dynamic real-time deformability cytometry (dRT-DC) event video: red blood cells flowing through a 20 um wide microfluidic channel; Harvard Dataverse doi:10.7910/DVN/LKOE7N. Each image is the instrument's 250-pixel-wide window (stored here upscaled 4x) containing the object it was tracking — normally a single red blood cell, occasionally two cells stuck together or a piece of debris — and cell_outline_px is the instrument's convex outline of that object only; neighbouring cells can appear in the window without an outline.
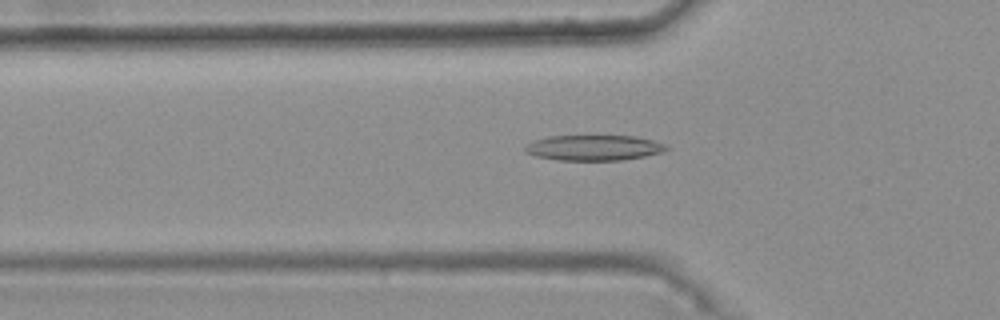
{"species": "common noctule bat (a hibernating species)", "species_latin": "Nyctalus noctula", "temperature_condition": "warm", "stored_images_in_passage": 48, "camera_frame_rate_fps": 3000, "um_per_image_px": 0.085, "animal": {"sex": "female", "body_mass_g": 25.1}, "frame": {"image": 1, "passage_image": 18, "time_ms": 5.667, "image_size_px": [1000, 320], "cell_outline_px": [[668, 148], [664, 152], [624, 160], [556, 160], [536, 156], [524, 152], [524, 148], [528, 144], [536, 140], [548, 136], [592, 132], [636, 136], [652, 140], [664, 144]], "centroid_in_image_um": [50.47, 12.5], "position_along_channel_um": 75.3, "area_um2": 22.14}}
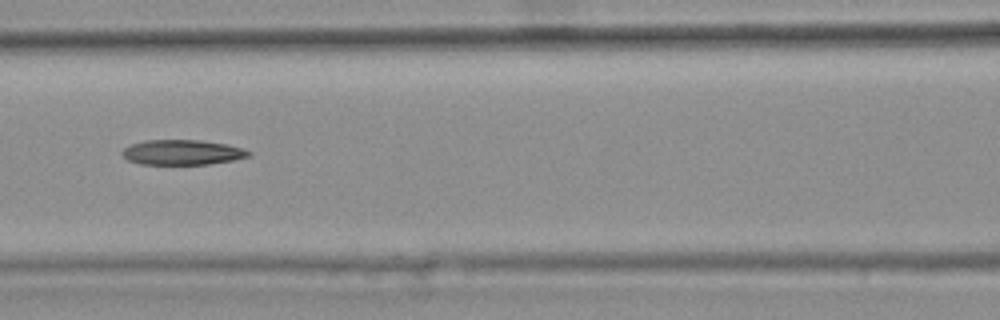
{"frame": {"image": 2, "passage_image": 24, "time_ms": 7.667, "image_size_px": [1000, 320], "cell_outline_px": [[252, 156], [232, 160], [208, 164], [140, 164], [128, 160], [120, 152], [124, 148], [132, 144], [144, 140], [200, 140], [228, 144], [252, 152]], "centroid_in_image_um": [15.5, 12.94], "position_along_channel_um": 151.1, "area_um2": 18.44}}
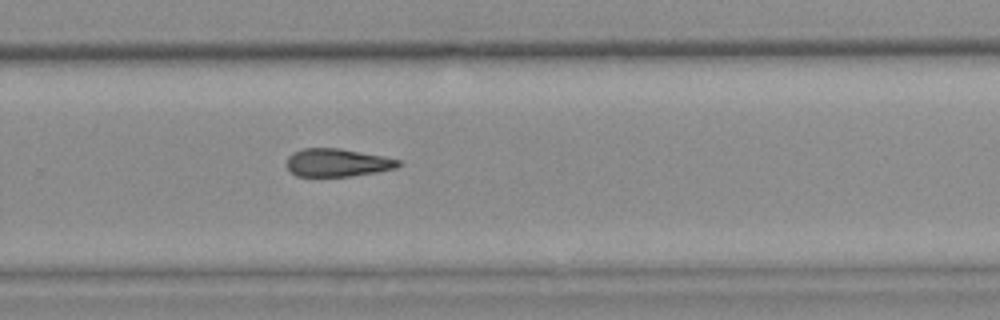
{"frame": {"image": 3, "passage_image": 36, "time_ms": 11.667, "image_size_px": [1000, 320], "cell_outline_px": [[404, 164], [396, 168], [376, 172], [348, 176], [296, 176], [284, 164], [288, 156], [292, 152], [304, 148], [340, 148], [384, 156], [400, 160]], "centroid_in_image_um": [28.67, 13.81], "position_along_channel_um": 301.1, "area_um2": 18.38}, "authors_computed_cell_mechanics": {"area_um2": 19.1318, "velocity_mm_per_s": 3.765, "shape_relaxation_time_tau1_ms": null, "shape_relaxation_time_tau2_ms": 8.5698, "deformation_change_tau1": null, "deformation_change_tau2": 0.2246}}